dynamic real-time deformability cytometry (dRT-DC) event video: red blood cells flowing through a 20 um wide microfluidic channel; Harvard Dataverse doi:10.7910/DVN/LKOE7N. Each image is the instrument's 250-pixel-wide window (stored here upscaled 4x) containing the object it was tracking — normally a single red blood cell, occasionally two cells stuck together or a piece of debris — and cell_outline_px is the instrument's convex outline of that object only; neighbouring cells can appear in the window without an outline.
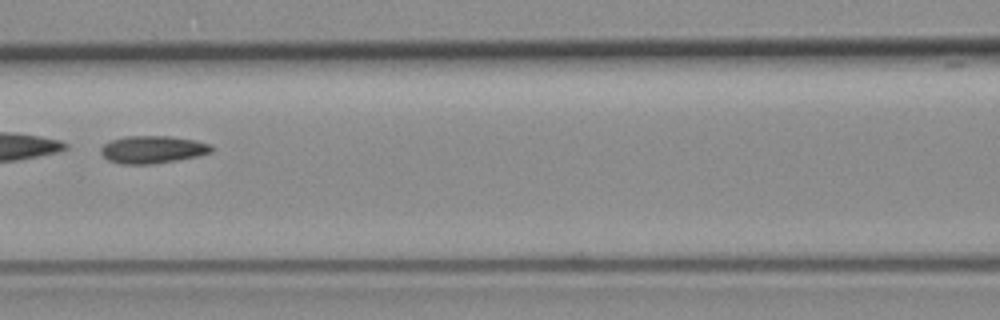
{"species": "common noctule bat (a hibernating species)", "species_latin": "Nyctalus noctula", "temperature_condition": "room temperature", "stored_images_in_passage": 46, "camera_frame_rate_fps": 3000, "um_per_image_px": 0.085, "animal": {"sex": "female", "body_mass_g": 19.3, "forearm_length_mm": 54.1}, "frame": {"image": 1, "passage_image": 17, "time_ms": 5.333, "image_size_px": [1000, 320], "cell_outline_px": [[212, 152], [196, 156], [176, 160], [152, 164], [120, 164], [108, 160], [100, 152], [100, 148], [104, 144], [112, 140], [124, 136], [172, 136], [196, 140], [208, 144], [212, 148]], "centroid_in_image_um": [12.94, 12.7], "position_along_channel_um": 153.7, "area_um2": 17.69}}
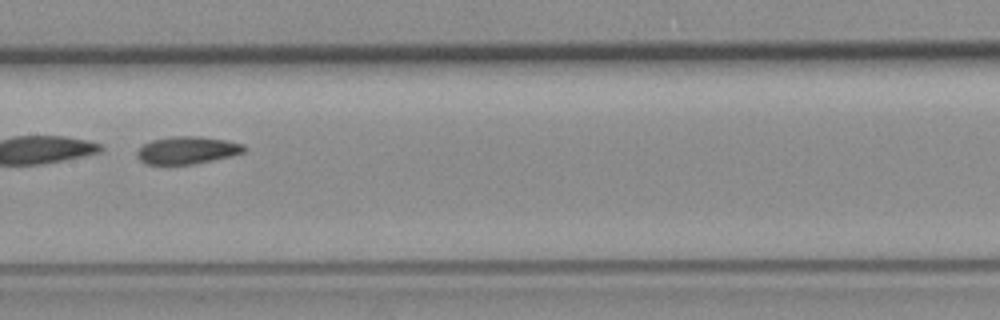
{"frame": {"image": 2, "passage_image": 20, "time_ms": 6.333, "image_size_px": [1000, 320], "cell_outline_px": [[248, 148], [244, 152], [212, 160], [192, 164], [144, 164], [136, 156], [136, 152], [144, 144], [152, 140], [172, 136], [200, 136], [228, 140], [244, 144]], "centroid_in_image_um": [15.92, 12.76], "position_along_channel_um": 191.5, "area_um2": 17.17}, "authors_computed_cell_mechanics": {"area_um2": 18.7272, "velocity_mm_per_s": 3.7962, "shape_relaxation_time_tau1_ms": 0.7514, "shape_relaxation_time_tau2_ms": 3.5147, "deformation_change_tau1": 0.2689, "deformation_change_tau2": 0.1056}}